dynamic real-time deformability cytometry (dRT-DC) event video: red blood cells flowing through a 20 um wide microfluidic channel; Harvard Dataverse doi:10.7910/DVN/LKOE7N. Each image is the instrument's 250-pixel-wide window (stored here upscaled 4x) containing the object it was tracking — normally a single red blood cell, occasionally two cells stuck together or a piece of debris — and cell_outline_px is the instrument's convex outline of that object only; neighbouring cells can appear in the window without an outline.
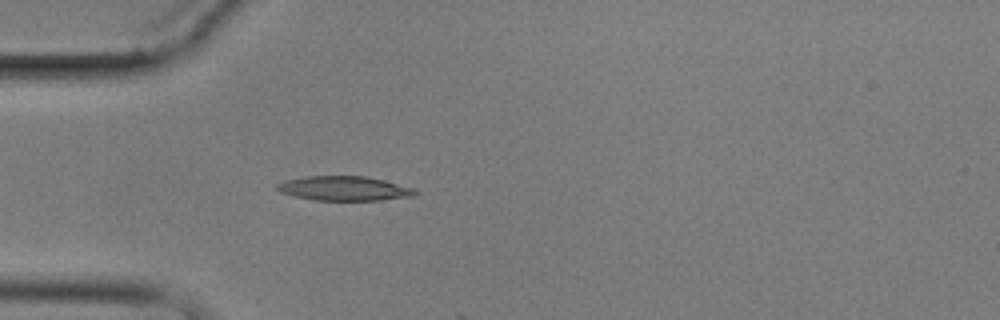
{"species": "common noctule bat (a hibernating species)", "species_latin": "Nyctalus noctula", "temperature_condition": "cold", "stored_images_in_passage": 5, "camera_frame_rate_fps": 3000, "um_per_image_px": 0.085, "animal": {"sex": "male", "body_mass_g": 17.9}, "frame": {"image": 1, "passage_image": 5, "time_ms": 4.667, "image_size_px": [1000, 320], "cell_outline_px": [[420, 192], [412, 196], [380, 200], [316, 200], [296, 196], [280, 192], [276, 188], [276, 184], [284, 180], [304, 176], [364, 176], [384, 180], [412, 188]], "centroid_in_image_um": [29.23, 16.01], "position_along_channel_um": 55.8, "area_um2": 19.54}}